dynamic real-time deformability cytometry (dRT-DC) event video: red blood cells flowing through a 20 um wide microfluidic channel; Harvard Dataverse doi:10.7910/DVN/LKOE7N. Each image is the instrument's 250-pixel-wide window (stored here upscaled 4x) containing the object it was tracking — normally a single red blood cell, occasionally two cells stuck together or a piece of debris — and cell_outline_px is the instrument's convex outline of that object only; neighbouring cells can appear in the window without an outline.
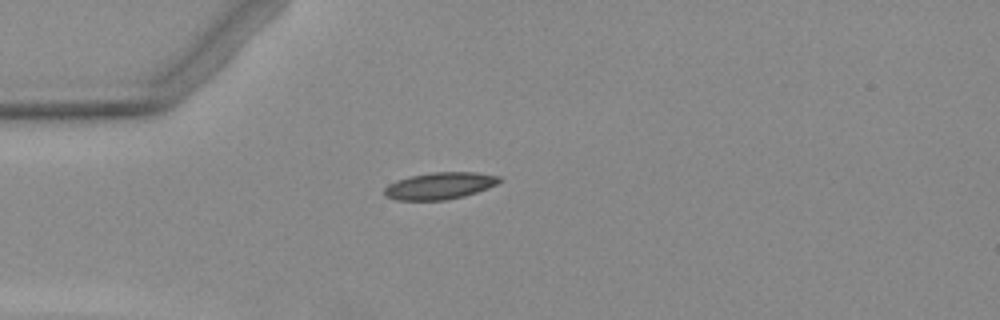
{"species": "Egyptian fruit bat (a non-hibernating species)", "species_latin": "Rousettus aegyptiacus", "temperature_condition": "warm", "stored_images_in_passage": 3, "camera_frame_rate_fps": 3000, "um_per_image_px": 0.085, "animal": {"sex": "female"}, "frame": {"image": 1, "passage_image": 3, "time_ms": 2.667, "image_size_px": [1000, 320], "cell_outline_px": [[500, 180], [496, 184], [476, 192], [464, 196], [444, 200], [396, 200], [384, 196], [384, 188], [388, 184], [396, 180], [412, 176], [432, 172], [476, 172], [500, 176]], "centroid_in_image_um": [37.34, 15.79], "position_along_channel_um": 47.7, "area_um2": 17.92}}